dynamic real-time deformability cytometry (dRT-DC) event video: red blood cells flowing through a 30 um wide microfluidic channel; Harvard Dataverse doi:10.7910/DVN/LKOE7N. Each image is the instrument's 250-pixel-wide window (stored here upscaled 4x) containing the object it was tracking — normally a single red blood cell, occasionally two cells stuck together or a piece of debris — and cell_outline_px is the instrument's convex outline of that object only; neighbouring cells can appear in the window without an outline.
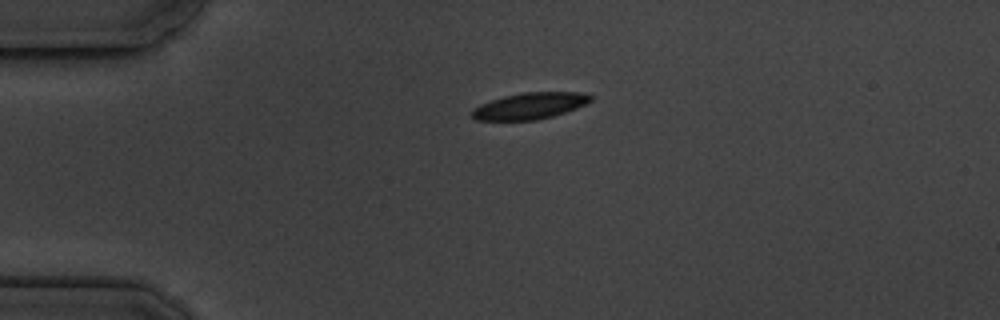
{"species": "common noctule bat (a hibernating species)", "species_latin": "Nyctalus noctula", "temperature_condition": "cold", "stored_images_in_passage": 2, "camera_frame_rate_fps": 3000, "um_per_image_px": 0.085, "animal": {"sex": "male", "body_mass_g": 19.5, "forearm_length_mm": 54.6}, "frame": {"image": 1, "passage_image": 2, "time_ms": 2.0, "image_size_px": [1000, 320], "cell_outline_px": [[596, 96], [592, 100], [576, 108], [552, 116], [536, 120], [476, 120], [472, 116], [472, 108], [480, 104], [504, 96], [524, 92], [580, 92]], "centroid_in_image_um": [45.04, 8.99], "position_along_channel_um": 40.0, "area_um2": 18.21}}